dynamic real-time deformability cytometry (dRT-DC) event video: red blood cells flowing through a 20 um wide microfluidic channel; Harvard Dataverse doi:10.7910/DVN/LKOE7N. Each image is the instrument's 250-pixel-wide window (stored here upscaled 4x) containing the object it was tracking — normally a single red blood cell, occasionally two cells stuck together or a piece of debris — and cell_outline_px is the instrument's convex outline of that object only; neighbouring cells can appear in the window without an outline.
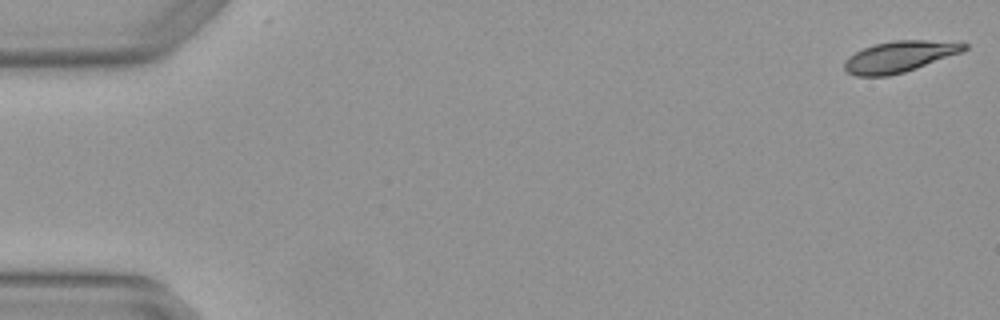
{"species": "Egyptian fruit bat (a non-hibernating species)", "species_latin": "Rousettus aegyptiacus", "temperature_condition": "warm", "stored_images_in_passage": 5, "segment_of_instrument_passage": [2, 2], "camera_frame_rate_fps": 3000, "um_per_image_px": 0.085, "animal": {"sex": "female"}, "frame": {"image": 1, "passage_image": 5, "time_ms": 1.333, "image_size_px": [1000, 320], "cell_outline_px": [[968, 48], [964, 52], [904, 72], [888, 76], [856, 76], [848, 72], [844, 68], [844, 60], [848, 56], [864, 48], [876, 44], [892, 40], [924, 40], [968, 44]], "centroid_in_image_um": [76.45, 4.82], "position_along_channel_um": 8.6, "area_um2": 21.62}}